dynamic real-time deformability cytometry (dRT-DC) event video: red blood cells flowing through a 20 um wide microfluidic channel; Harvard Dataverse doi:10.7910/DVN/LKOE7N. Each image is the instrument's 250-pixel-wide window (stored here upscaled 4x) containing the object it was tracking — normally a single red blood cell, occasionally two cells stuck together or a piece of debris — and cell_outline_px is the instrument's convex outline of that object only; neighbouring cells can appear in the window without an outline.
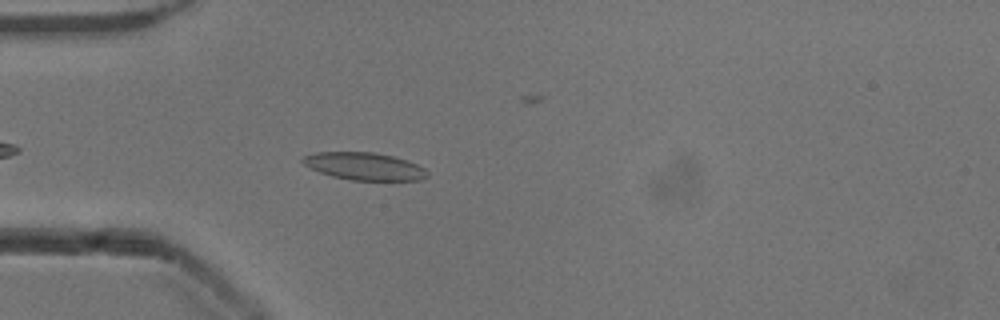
{"species": "common noctule bat (a hibernating species)", "species_latin": "Nyctalus noctula", "temperature_condition": "cold", "stored_images_in_passage": 29, "camera_frame_rate_fps": 3000, "um_per_image_px": 0.085, "animal": {"sex": "male", "body_mass_g": 13.3}, "frame": {"image": 1, "passage_image": 6, "time_ms": 1.667, "image_size_px": [1000, 320], "cell_outline_px": [[428, 176], [420, 180], [352, 180], [332, 176], [320, 172], [304, 164], [300, 160], [304, 156], [316, 152], [376, 152], [392, 156], [416, 164], [424, 168], [428, 172]], "centroid_in_image_um": [30.96, 14.13], "position_along_channel_um": 54.0, "area_um2": 19.77}}
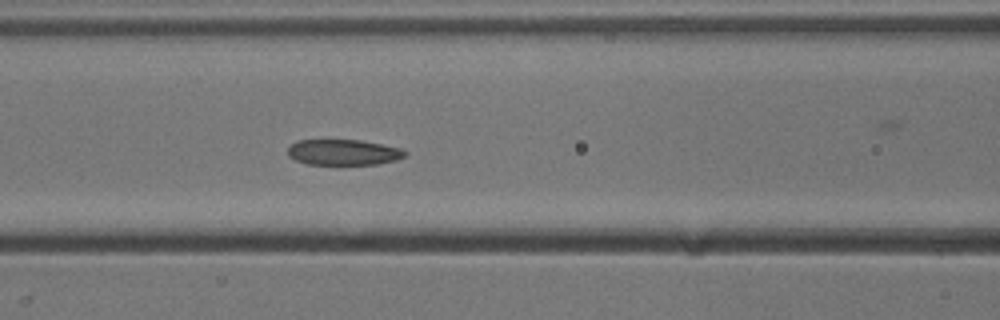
{"frame": {"image": 2, "passage_image": 13, "time_ms": 4.0, "image_size_px": [1000, 320], "cell_outline_px": [[408, 156], [396, 160], [376, 164], [308, 164], [296, 160], [288, 156], [288, 148], [296, 140], [360, 140], [400, 148], [408, 152]], "centroid_in_image_um": [29.21, 12.94], "position_along_channel_um": 137.4, "area_um2": 17.51}}
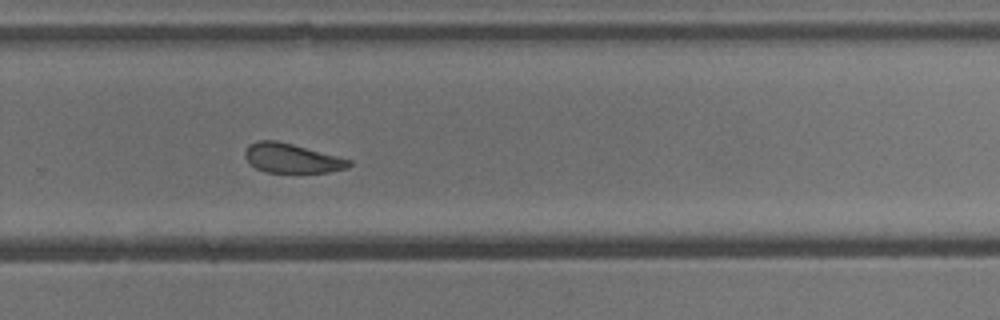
{"frame": {"image": 3, "passage_image": 26, "time_ms": 8.333, "image_size_px": [1000, 320], "cell_outline_px": [[352, 164], [348, 168], [328, 172], [268, 172], [256, 168], [244, 156], [244, 152], [248, 144], [260, 140], [276, 140], [292, 144], [352, 160]], "centroid_in_image_um": [24.8, 13.44], "position_along_channel_um": 305.0, "area_um2": 17.63}}